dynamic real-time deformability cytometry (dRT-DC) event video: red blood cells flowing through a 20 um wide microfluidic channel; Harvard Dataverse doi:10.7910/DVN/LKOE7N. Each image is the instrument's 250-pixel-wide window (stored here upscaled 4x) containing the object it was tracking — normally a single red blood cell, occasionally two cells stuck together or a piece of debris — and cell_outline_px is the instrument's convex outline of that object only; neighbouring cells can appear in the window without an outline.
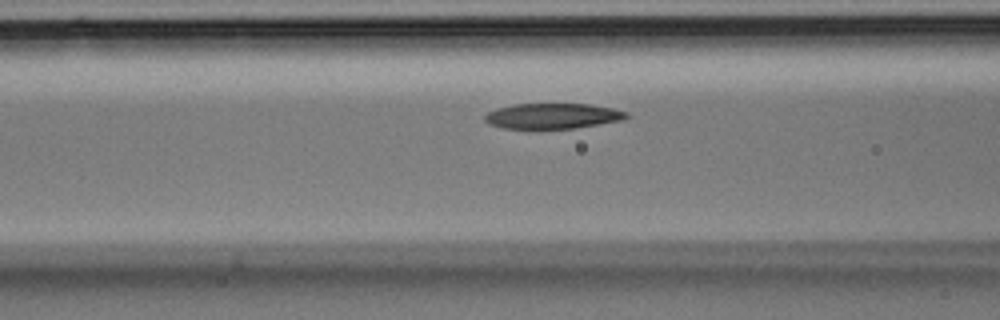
{"species": "Egyptian fruit bat (a non-hibernating species)", "species_latin": "Rousettus aegyptiacus", "temperature_condition": "room temperature", "stored_images_in_passage": 25, "camera_frame_rate_fps": 3000, "um_per_image_px": 0.085, "animal": {"sex": "male"}, "frame": {"image": 1, "passage_image": 6, "time_ms": 1.667, "image_size_px": [1000, 320], "cell_outline_px": [[628, 116], [624, 120], [572, 128], [504, 128], [488, 124], [484, 120], [484, 116], [488, 112], [496, 108], [512, 104], [588, 104], [612, 108], [628, 112]], "centroid_in_image_um": [46.95, 9.85], "position_along_channel_um": 119.7, "area_um2": 20.87}}
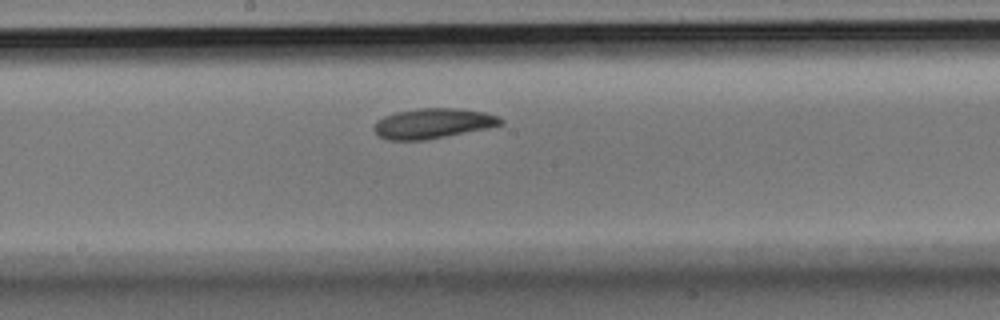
{"frame": {"image": 2, "passage_image": 11, "time_ms": 3.333, "image_size_px": [1000, 320], "cell_outline_px": [[504, 124], [488, 128], [424, 140], [384, 140], [376, 136], [372, 128], [376, 120], [384, 116], [396, 112], [420, 108], [456, 108], [484, 112], [496, 116], [504, 120]], "centroid_in_image_um": [36.74, 10.5], "position_along_channel_um": 211.5, "area_um2": 22.37}}
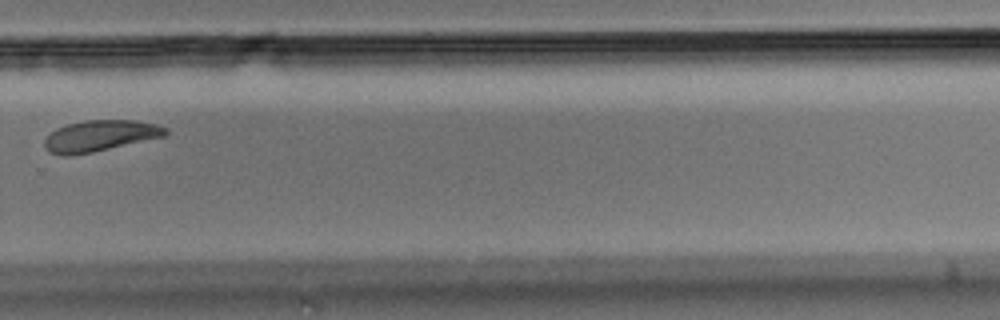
{"frame": {"image": 3, "passage_image": 17, "time_ms": 5.333, "image_size_px": [1000, 320], "cell_outline_px": [[168, 132], [164, 136], [92, 152], [68, 156], [64, 156], [48, 152], [44, 148], [44, 140], [56, 128], [68, 124], [84, 120], [136, 120], [156, 124], [168, 128]], "centroid_in_image_um": [8.48, 11.54], "position_along_channel_um": 321.3, "area_um2": 21.85}}